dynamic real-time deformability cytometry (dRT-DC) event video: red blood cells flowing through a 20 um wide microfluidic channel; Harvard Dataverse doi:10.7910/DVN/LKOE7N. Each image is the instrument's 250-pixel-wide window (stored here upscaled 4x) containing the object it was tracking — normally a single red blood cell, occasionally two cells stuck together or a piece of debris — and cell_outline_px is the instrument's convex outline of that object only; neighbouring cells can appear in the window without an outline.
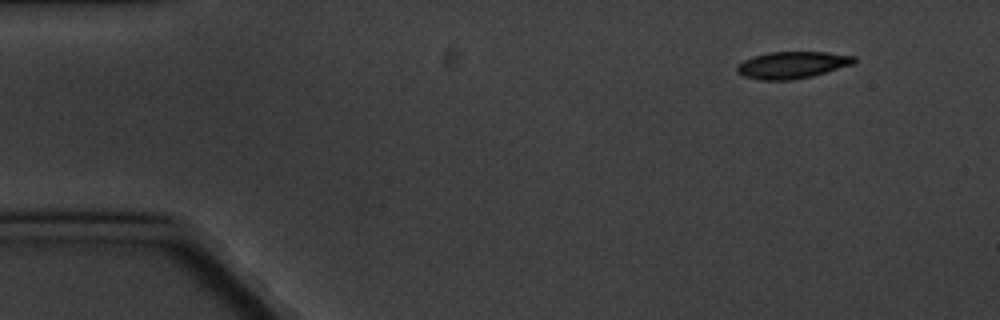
{"species": "common noctule bat (a hibernating species)", "species_latin": "Nyctalus noctula", "temperature_condition": "cold", "stored_images_in_passage": 4, "camera_frame_rate_fps": 3000, "um_per_image_px": 0.085, "animal": {"sex": "male", "body_mass_g": 20.1, "forearm_length_mm": 53.5}, "frame": {"image": 1, "passage_image": 1, "time_ms": 0.0, "image_size_px": [1000, 320], "cell_outline_px": [[856, 64], [812, 76], [792, 80], [760, 80], [744, 76], [736, 72], [736, 68], [744, 60], [768, 52], [828, 52], [856, 56]], "centroid_in_image_um": [67.39, 5.52], "position_along_channel_um": 17.6, "area_um2": 18.44}}
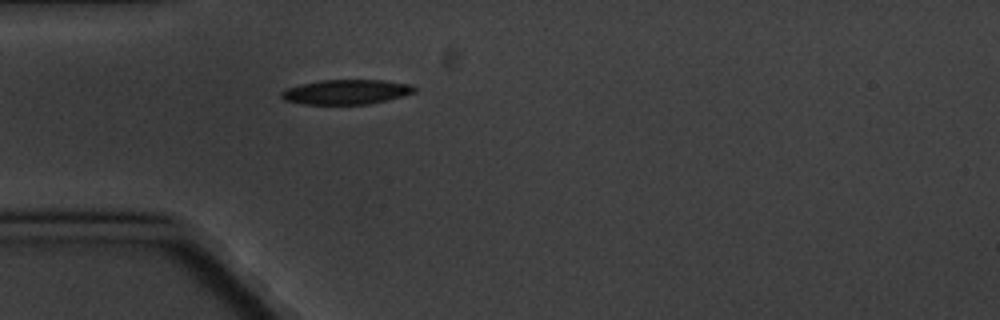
{"frame": {"image": 2, "passage_image": 4, "time_ms": 3.667, "image_size_px": [1000, 320], "cell_outline_px": [[416, 92], [368, 104], [304, 104], [284, 100], [280, 96], [280, 92], [288, 88], [320, 80], [384, 80], [412, 84], [416, 88]], "centroid_in_image_um": [29.44, 7.81], "position_along_channel_um": 55.6, "area_um2": 18.96}}